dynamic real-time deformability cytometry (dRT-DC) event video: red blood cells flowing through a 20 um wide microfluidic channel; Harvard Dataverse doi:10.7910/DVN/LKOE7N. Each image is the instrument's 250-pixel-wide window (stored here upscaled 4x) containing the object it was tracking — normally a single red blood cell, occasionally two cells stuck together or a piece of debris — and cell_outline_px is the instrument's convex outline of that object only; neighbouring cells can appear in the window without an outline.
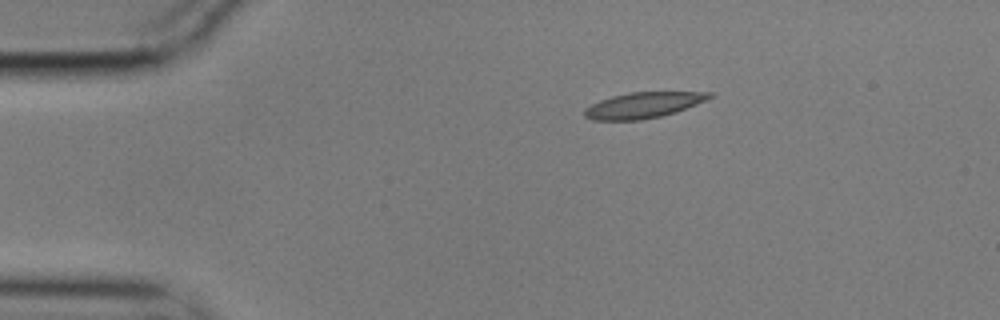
{"species": "common noctule bat (a hibernating species)", "species_latin": "Nyctalus noctula", "temperature_condition": "cold", "stored_images_in_passage": 47, "camera_frame_rate_fps": 3000, "um_per_image_px": 0.085, "animal": {"sex": "male", "body_mass_g": 17.9}, "frame": {"image": 1, "passage_image": 1, "time_ms": 0.0, "image_size_px": [1000, 320], "cell_outline_px": [[712, 96], [696, 104], [676, 112], [660, 116], [640, 120], [592, 120], [584, 116], [584, 108], [600, 100], [612, 96], [628, 92], [712, 92]], "centroid_in_image_um": [54.63, 8.94], "position_along_channel_um": 30.4, "area_um2": 18.61}}
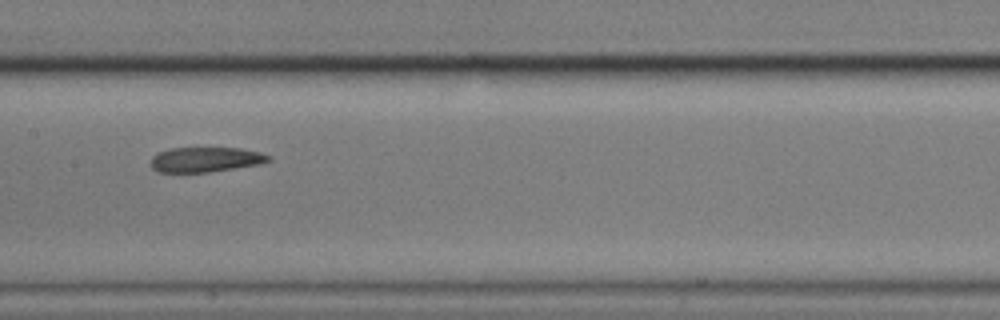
{"frame": {"image": 2, "passage_image": 19, "time_ms": 6.0, "image_size_px": [1000, 320], "cell_outline_px": [[272, 160], [260, 164], [208, 172], [156, 172], [152, 168], [152, 156], [160, 152], [172, 148], [240, 148], [260, 152], [272, 156]], "centroid_in_image_um": [17.51, 13.56], "position_along_channel_um": 189.9, "area_um2": 17.05}}
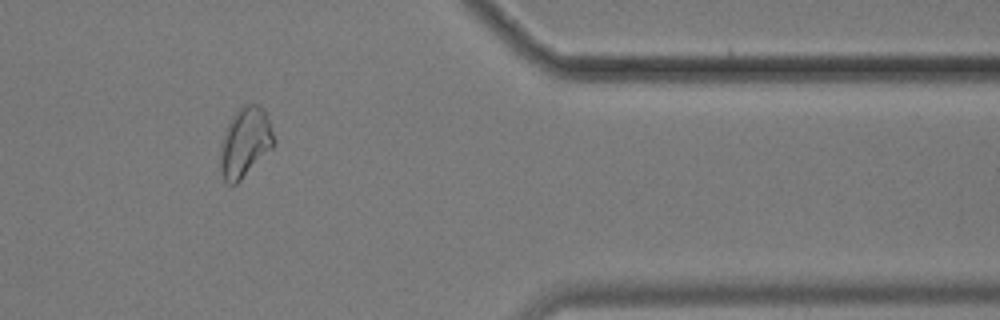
{"frame": {"image": 3, "passage_image": 38, "time_ms": 12.333, "image_size_px": [1000, 320], "cell_outline_px": [[276, 144], [236, 184], [228, 184], [224, 180], [220, 172], [220, 144], [224, 128], [232, 116], [244, 104], [256, 104], [264, 108], [276, 140]], "centroid_in_image_um": [20.82, 12.09], "position_along_channel_um": 390.6, "area_um2": 21.96}, "authors_computed_cell_mechanics": {"area_um2": 19.2474, "velocity_mm_per_s": 3.5019, "shape_relaxation_time_tau1_ms": null, "shape_relaxation_time_tau2_ms": 6.269, "deformation_change_tau1": null, "deformation_change_tau2": 0.1256}}